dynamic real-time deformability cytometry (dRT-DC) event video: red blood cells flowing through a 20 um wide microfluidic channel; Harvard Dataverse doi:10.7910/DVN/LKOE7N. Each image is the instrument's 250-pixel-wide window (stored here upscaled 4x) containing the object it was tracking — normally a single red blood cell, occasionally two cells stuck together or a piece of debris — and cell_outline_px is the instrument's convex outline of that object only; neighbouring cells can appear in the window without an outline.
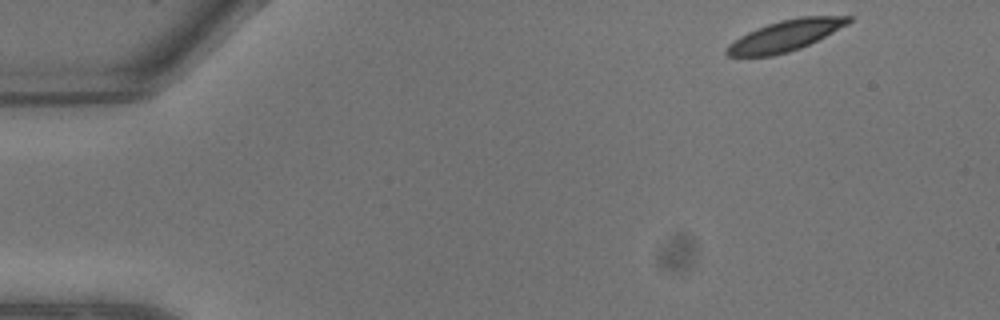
{"species": "common noctule bat (a hibernating species)", "species_latin": "Nyctalus noctula", "temperature_condition": "warm", "stored_images_in_passage": 10, "camera_frame_rate_fps": 3000, "um_per_image_px": 0.085, "animal": {"sex": "male", "body_mass_g": 13.3}, "frame": {"image": 1, "passage_image": 1, "time_ms": 0.0, "image_size_px": [1000, 320], "cell_outline_px": [[852, 20], [848, 24], [800, 48], [788, 52], [772, 56], [728, 56], [724, 52], [728, 44], [740, 36], [756, 28], [780, 20], [800, 16], [852, 16]], "centroid_in_image_um": [66.72, 3.02], "position_along_channel_um": 18.3, "area_um2": 21.73}}
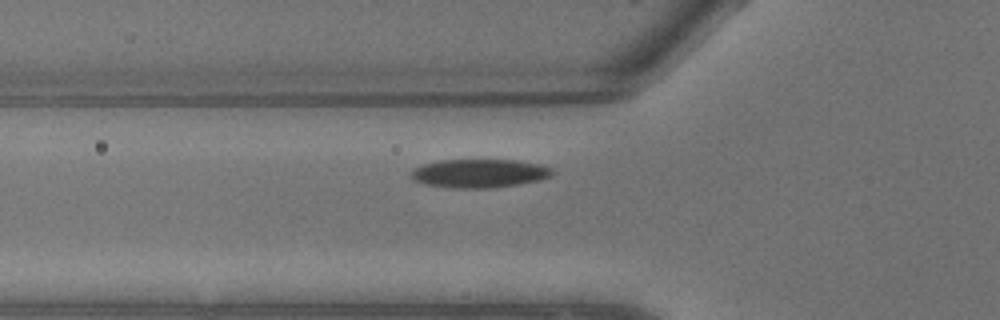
{"frame": {"image": 2, "passage_image": 7, "time_ms": 2.0, "image_size_px": [1000, 320], "cell_outline_px": [[552, 172], [548, 176], [540, 180], [492, 188], [448, 188], [424, 184], [412, 180], [408, 176], [408, 172], [412, 168], [424, 164], [440, 160], [516, 160], [540, 164], [552, 168]], "centroid_in_image_um": [40.64, 14.74], "position_along_channel_um": 85.2, "area_um2": 23.7}}
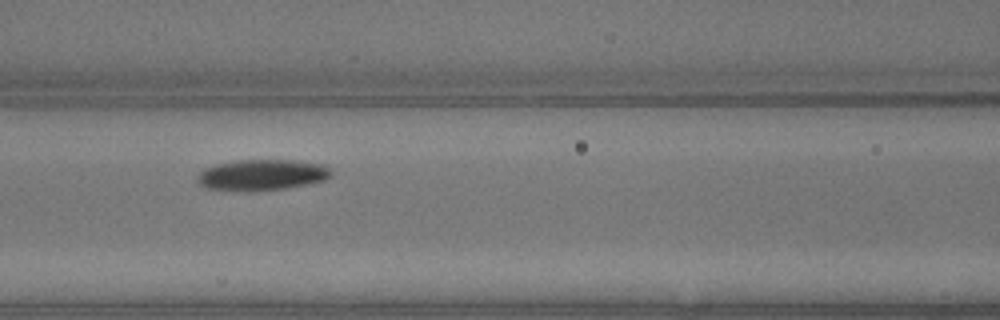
{"frame": {"image": 3, "passage_image": 9, "time_ms": 2.667, "image_size_px": [1000, 320], "cell_outline_px": [[332, 176], [324, 180], [308, 184], [284, 188], [248, 192], [204, 188], [196, 180], [196, 176], [204, 168], [216, 164], [236, 160], [296, 160], [324, 164], [332, 172]], "centroid_in_image_um": [22.24, 14.87], "position_along_channel_um": 144.4, "area_um2": 24.45}}